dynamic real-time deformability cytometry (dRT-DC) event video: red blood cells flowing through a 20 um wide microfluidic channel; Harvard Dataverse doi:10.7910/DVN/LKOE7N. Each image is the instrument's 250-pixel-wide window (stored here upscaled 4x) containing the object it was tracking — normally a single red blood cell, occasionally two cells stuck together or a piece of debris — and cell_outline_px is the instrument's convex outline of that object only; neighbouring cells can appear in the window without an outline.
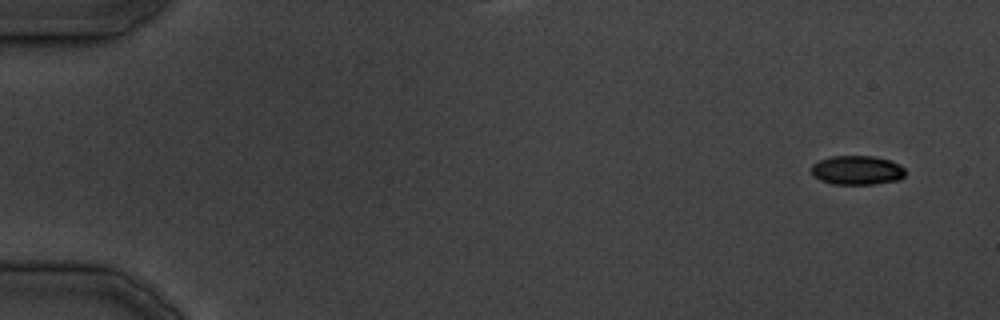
{"species": "common noctule bat (a hibernating species)", "species_latin": "Nyctalus noctula", "temperature_condition": "cold", "stored_images_in_passage": 22, "camera_frame_rate_fps": 3000, "um_per_image_px": 0.085, "animal": {"sex": "male", "body_mass_g": 19.5, "forearm_length_mm": 54.6}, "frame": {"image": 1, "passage_image": 1, "time_ms": 0.0, "image_size_px": [1000, 320], "cell_outline_px": [[904, 176], [900, 180], [872, 184], [832, 184], [820, 180], [812, 172], [812, 164], [820, 160], [832, 156], [876, 156], [900, 164], [904, 168]], "centroid_in_image_um": [72.87, 14.46], "position_along_channel_um": 12.1, "area_um2": 15.9}}
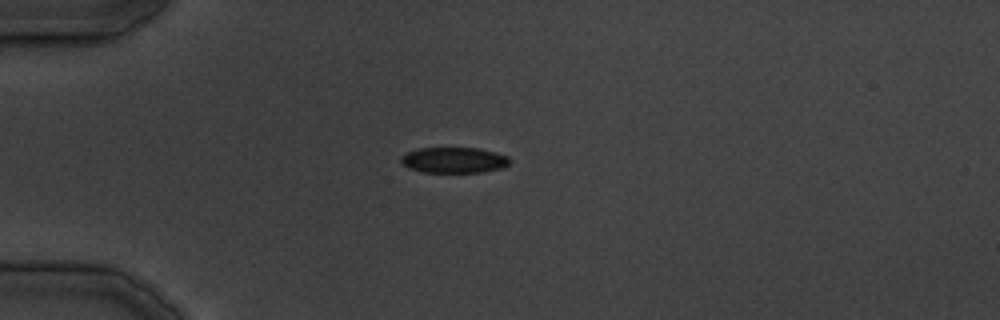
{"frame": {"image": 2, "passage_image": 9, "time_ms": 10.0, "image_size_px": [1000, 320], "cell_outline_px": [[508, 164], [504, 168], [480, 172], [424, 172], [408, 168], [400, 160], [400, 156], [408, 152], [420, 148], [476, 148], [496, 152], [508, 156]], "centroid_in_image_um": [38.58, 13.61], "position_along_channel_um": 46.4, "area_um2": 16.18}}
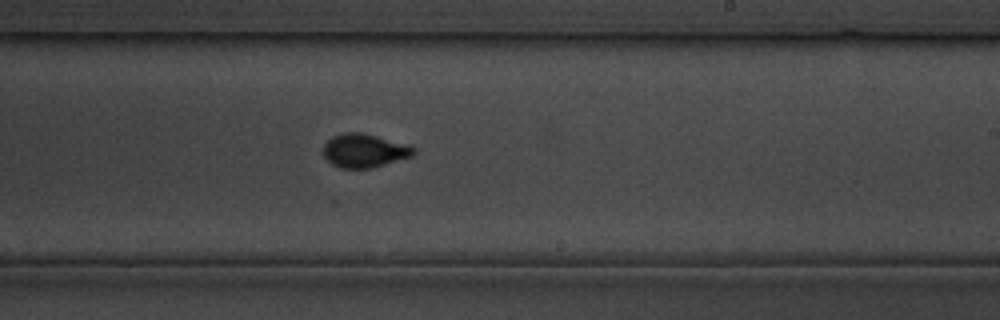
{"frame": {"image": 3, "passage_image": 22, "time_ms": 25.667, "image_size_px": [1000, 320], "cell_outline_px": [[416, 152], [412, 156], [372, 168], [340, 168], [332, 164], [324, 156], [324, 144], [332, 136], [344, 132], [360, 132], [408, 144], [416, 148]], "centroid_in_image_um": [30.98, 12.8], "position_along_channel_um": 258.0, "area_um2": 17.69}}